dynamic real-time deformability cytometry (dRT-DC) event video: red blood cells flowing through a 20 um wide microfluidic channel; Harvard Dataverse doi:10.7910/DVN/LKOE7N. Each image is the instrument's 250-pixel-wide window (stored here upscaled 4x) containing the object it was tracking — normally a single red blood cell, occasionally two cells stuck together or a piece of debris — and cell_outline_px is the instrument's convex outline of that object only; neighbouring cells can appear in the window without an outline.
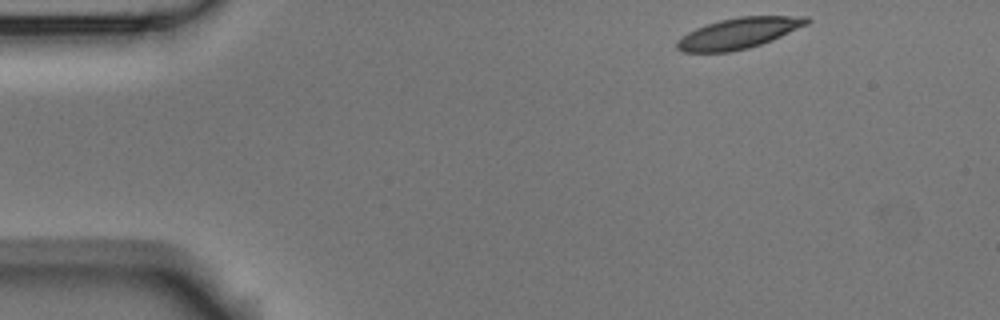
{"species": "Egyptian fruit bat (a non-hibernating species)", "species_latin": "Rousettus aegyptiacus", "temperature_condition": "room temperature", "stored_images_in_passage": 6, "camera_frame_rate_fps": 3000, "um_per_image_px": 0.085, "animal": {"sex": "male"}, "frame": {"image": 1, "passage_image": 1, "time_ms": 0.0, "image_size_px": [1000, 320], "cell_outline_px": [[812, 20], [808, 24], [772, 40], [748, 48], [728, 52], [684, 52], [676, 48], [676, 40], [688, 32], [696, 28], [720, 20], [740, 16], [808, 16]], "centroid_in_image_um": [62.8, 2.82], "position_along_channel_um": 22.2, "area_um2": 23.24}}
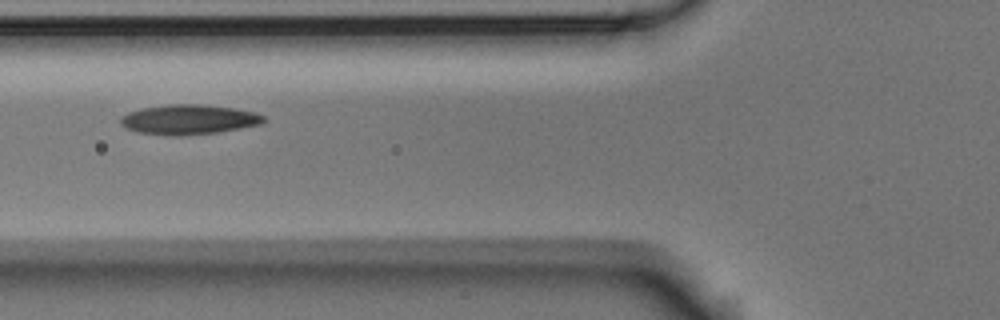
{"frame": {"image": 2, "passage_image": 5, "time_ms": 4.667, "image_size_px": [1000, 320], "cell_outline_px": [[268, 120], [260, 124], [240, 128], [216, 132], [180, 136], [168, 136], [136, 132], [124, 128], [120, 124], [120, 116], [128, 112], [140, 108], [168, 104], [200, 104], [236, 108], [256, 112], [264, 116]], "centroid_in_image_um": [16.01, 10.16], "position_along_channel_um": 109.8, "area_um2": 25.26}}
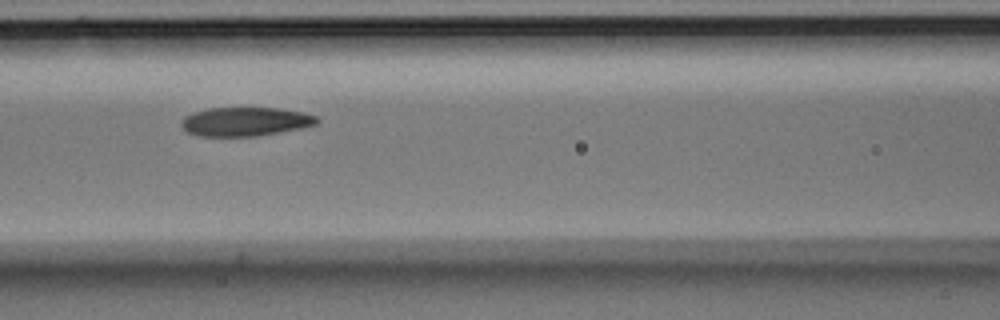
{"frame": {"image": 3, "passage_image": 6, "time_ms": 5.667, "image_size_px": [1000, 320], "cell_outline_px": [[320, 120], [316, 124], [300, 128], [256, 136], [196, 136], [188, 132], [180, 124], [184, 116], [208, 108], [280, 108], [300, 112], [316, 116]], "centroid_in_image_um": [20.83, 10.34], "position_along_channel_um": 145.8, "area_um2": 22.6}}